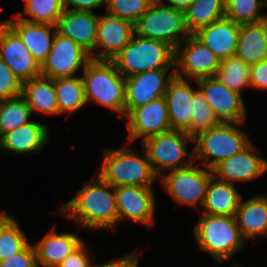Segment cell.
Here are the masks:
<instances>
[{"label":"cell","instance_id":"6da1fadb","mask_svg":"<svg viewBox=\"0 0 267 267\" xmlns=\"http://www.w3.org/2000/svg\"><path fill=\"white\" fill-rule=\"evenodd\" d=\"M62 206L61 214L86 229H113L119 223L115 188L99 175Z\"/></svg>","mask_w":267,"mask_h":267},{"label":"cell","instance_id":"7a4b0ae2","mask_svg":"<svg viewBox=\"0 0 267 267\" xmlns=\"http://www.w3.org/2000/svg\"><path fill=\"white\" fill-rule=\"evenodd\" d=\"M81 76L86 103L103 105L122 118L125 108V77L112 61L91 59Z\"/></svg>","mask_w":267,"mask_h":267},{"label":"cell","instance_id":"3957f363","mask_svg":"<svg viewBox=\"0 0 267 267\" xmlns=\"http://www.w3.org/2000/svg\"><path fill=\"white\" fill-rule=\"evenodd\" d=\"M193 232L200 251L208 253L218 264L244 247L245 239L236 217L202 214Z\"/></svg>","mask_w":267,"mask_h":267},{"label":"cell","instance_id":"277c9868","mask_svg":"<svg viewBox=\"0 0 267 267\" xmlns=\"http://www.w3.org/2000/svg\"><path fill=\"white\" fill-rule=\"evenodd\" d=\"M175 50L167 43L134 33L130 42L111 60L126 78L157 69L175 71Z\"/></svg>","mask_w":267,"mask_h":267},{"label":"cell","instance_id":"5b68a950","mask_svg":"<svg viewBox=\"0 0 267 267\" xmlns=\"http://www.w3.org/2000/svg\"><path fill=\"white\" fill-rule=\"evenodd\" d=\"M126 146L104 150V159L98 175L114 188L152 187V182L159 177L154 173L144 149L140 156Z\"/></svg>","mask_w":267,"mask_h":267},{"label":"cell","instance_id":"8992f818","mask_svg":"<svg viewBox=\"0 0 267 267\" xmlns=\"http://www.w3.org/2000/svg\"><path fill=\"white\" fill-rule=\"evenodd\" d=\"M238 124L221 123L216 128L195 137L194 162L201 158L199 164L213 170L220 162L247 147L251 143L250 139L247 133L237 126Z\"/></svg>","mask_w":267,"mask_h":267},{"label":"cell","instance_id":"52a82bcc","mask_svg":"<svg viewBox=\"0 0 267 267\" xmlns=\"http://www.w3.org/2000/svg\"><path fill=\"white\" fill-rule=\"evenodd\" d=\"M187 142L193 139L185 131L171 129L148 137L141 144L154 173L161 177L165 171L185 168L194 161V152H188ZM187 156L188 161H183Z\"/></svg>","mask_w":267,"mask_h":267},{"label":"cell","instance_id":"ba28073f","mask_svg":"<svg viewBox=\"0 0 267 267\" xmlns=\"http://www.w3.org/2000/svg\"><path fill=\"white\" fill-rule=\"evenodd\" d=\"M135 34L167 43L174 50L189 35L184 11L166 5H150L134 23Z\"/></svg>","mask_w":267,"mask_h":267},{"label":"cell","instance_id":"9c48e42d","mask_svg":"<svg viewBox=\"0 0 267 267\" xmlns=\"http://www.w3.org/2000/svg\"><path fill=\"white\" fill-rule=\"evenodd\" d=\"M194 161L187 167L174 169L164 173L161 179L163 188L179 204L188 206L203 205L206 188L213 171L208 168H200Z\"/></svg>","mask_w":267,"mask_h":267},{"label":"cell","instance_id":"30bf717a","mask_svg":"<svg viewBox=\"0 0 267 267\" xmlns=\"http://www.w3.org/2000/svg\"><path fill=\"white\" fill-rule=\"evenodd\" d=\"M220 62L221 60L210 48L190 34L175 49V76L182 79L188 78L191 81L215 77Z\"/></svg>","mask_w":267,"mask_h":267},{"label":"cell","instance_id":"8fae6325","mask_svg":"<svg viewBox=\"0 0 267 267\" xmlns=\"http://www.w3.org/2000/svg\"><path fill=\"white\" fill-rule=\"evenodd\" d=\"M90 60V54L80 45L56 32L51 50L41 65V76L51 79L72 77Z\"/></svg>","mask_w":267,"mask_h":267},{"label":"cell","instance_id":"7c38bea8","mask_svg":"<svg viewBox=\"0 0 267 267\" xmlns=\"http://www.w3.org/2000/svg\"><path fill=\"white\" fill-rule=\"evenodd\" d=\"M193 82L197 84L210 108L222 123L244 122L246 106L242 95L227 88L216 77H204Z\"/></svg>","mask_w":267,"mask_h":267},{"label":"cell","instance_id":"4fadbf2b","mask_svg":"<svg viewBox=\"0 0 267 267\" xmlns=\"http://www.w3.org/2000/svg\"><path fill=\"white\" fill-rule=\"evenodd\" d=\"M169 70L157 69L125 78L124 116L138 106L164 97L169 82L175 76V71L169 72ZM167 73L169 74L166 77Z\"/></svg>","mask_w":267,"mask_h":267},{"label":"cell","instance_id":"5bb4252c","mask_svg":"<svg viewBox=\"0 0 267 267\" xmlns=\"http://www.w3.org/2000/svg\"><path fill=\"white\" fill-rule=\"evenodd\" d=\"M127 144L139 139L141 142L153 135L171 130L168 108L164 97L138 106L127 115Z\"/></svg>","mask_w":267,"mask_h":267},{"label":"cell","instance_id":"9a60e30c","mask_svg":"<svg viewBox=\"0 0 267 267\" xmlns=\"http://www.w3.org/2000/svg\"><path fill=\"white\" fill-rule=\"evenodd\" d=\"M0 58L21 83L41 75L39 63L20 37L2 20H0Z\"/></svg>","mask_w":267,"mask_h":267},{"label":"cell","instance_id":"2e32d148","mask_svg":"<svg viewBox=\"0 0 267 267\" xmlns=\"http://www.w3.org/2000/svg\"><path fill=\"white\" fill-rule=\"evenodd\" d=\"M119 222L133 220L151 227L155 217V195L153 187H115Z\"/></svg>","mask_w":267,"mask_h":267},{"label":"cell","instance_id":"e0dca14e","mask_svg":"<svg viewBox=\"0 0 267 267\" xmlns=\"http://www.w3.org/2000/svg\"><path fill=\"white\" fill-rule=\"evenodd\" d=\"M134 23L109 15H98L94 60L111 61L131 40ZM103 50L96 52L95 49Z\"/></svg>","mask_w":267,"mask_h":267},{"label":"cell","instance_id":"ac0fdd59","mask_svg":"<svg viewBox=\"0 0 267 267\" xmlns=\"http://www.w3.org/2000/svg\"><path fill=\"white\" fill-rule=\"evenodd\" d=\"M252 142L229 158L220 162L212 171L222 181H249L262 176L267 171V160L257 155Z\"/></svg>","mask_w":267,"mask_h":267},{"label":"cell","instance_id":"d6986e66","mask_svg":"<svg viewBox=\"0 0 267 267\" xmlns=\"http://www.w3.org/2000/svg\"><path fill=\"white\" fill-rule=\"evenodd\" d=\"M98 15L95 12L65 10L56 25L57 32L72 39L94 59Z\"/></svg>","mask_w":267,"mask_h":267},{"label":"cell","instance_id":"ffe728a7","mask_svg":"<svg viewBox=\"0 0 267 267\" xmlns=\"http://www.w3.org/2000/svg\"><path fill=\"white\" fill-rule=\"evenodd\" d=\"M13 18L3 21L20 37L41 66L51 50L57 27L51 24L29 22L17 15Z\"/></svg>","mask_w":267,"mask_h":267},{"label":"cell","instance_id":"44dd1931","mask_svg":"<svg viewBox=\"0 0 267 267\" xmlns=\"http://www.w3.org/2000/svg\"><path fill=\"white\" fill-rule=\"evenodd\" d=\"M190 82L174 76L164 94L171 129L186 131L192 121V99L196 89Z\"/></svg>","mask_w":267,"mask_h":267},{"label":"cell","instance_id":"7402d4cb","mask_svg":"<svg viewBox=\"0 0 267 267\" xmlns=\"http://www.w3.org/2000/svg\"><path fill=\"white\" fill-rule=\"evenodd\" d=\"M240 25L227 17L197 30L193 35L220 59L235 55Z\"/></svg>","mask_w":267,"mask_h":267},{"label":"cell","instance_id":"603a6c76","mask_svg":"<svg viewBox=\"0 0 267 267\" xmlns=\"http://www.w3.org/2000/svg\"><path fill=\"white\" fill-rule=\"evenodd\" d=\"M84 241L74 233L57 234L51 229L41 240L35 243L38 267H57L67 256L76 250Z\"/></svg>","mask_w":267,"mask_h":267},{"label":"cell","instance_id":"cb8c5ba5","mask_svg":"<svg viewBox=\"0 0 267 267\" xmlns=\"http://www.w3.org/2000/svg\"><path fill=\"white\" fill-rule=\"evenodd\" d=\"M49 139L45 123L31 121L2 136V149L14 154L39 153Z\"/></svg>","mask_w":267,"mask_h":267},{"label":"cell","instance_id":"d4e9b609","mask_svg":"<svg viewBox=\"0 0 267 267\" xmlns=\"http://www.w3.org/2000/svg\"><path fill=\"white\" fill-rule=\"evenodd\" d=\"M241 197L234 184L219 180L213 175L206 188L203 214L235 217Z\"/></svg>","mask_w":267,"mask_h":267},{"label":"cell","instance_id":"484cf974","mask_svg":"<svg viewBox=\"0 0 267 267\" xmlns=\"http://www.w3.org/2000/svg\"><path fill=\"white\" fill-rule=\"evenodd\" d=\"M236 220L245 240L267 237V195H254L239 202Z\"/></svg>","mask_w":267,"mask_h":267},{"label":"cell","instance_id":"4316f807","mask_svg":"<svg viewBox=\"0 0 267 267\" xmlns=\"http://www.w3.org/2000/svg\"><path fill=\"white\" fill-rule=\"evenodd\" d=\"M235 55L249 66L267 59V19L240 25Z\"/></svg>","mask_w":267,"mask_h":267},{"label":"cell","instance_id":"83f0119b","mask_svg":"<svg viewBox=\"0 0 267 267\" xmlns=\"http://www.w3.org/2000/svg\"><path fill=\"white\" fill-rule=\"evenodd\" d=\"M33 112L59 115L54 79L38 76L22 83V93Z\"/></svg>","mask_w":267,"mask_h":267},{"label":"cell","instance_id":"f1b7e54d","mask_svg":"<svg viewBox=\"0 0 267 267\" xmlns=\"http://www.w3.org/2000/svg\"><path fill=\"white\" fill-rule=\"evenodd\" d=\"M184 17L188 31L194 34L200 28L225 17V0H194L184 10Z\"/></svg>","mask_w":267,"mask_h":267},{"label":"cell","instance_id":"f546056e","mask_svg":"<svg viewBox=\"0 0 267 267\" xmlns=\"http://www.w3.org/2000/svg\"><path fill=\"white\" fill-rule=\"evenodd\" d=\"M59 114L74 113L84 105L86 99L81 77H60L54 79Z\"/></svg>","mask_w":267,"mask_h":267},{"label":"cell","instance_id":"4dcf8cb0","mask_svg":"<svg viewBox=\"0 0 267 267\" xmlns=\"http://www.w3.org/2000/svg\"><path fill=\"white\" fill-rule=\"evenodd\" d=\"M215 77L227 88L242 95L250 86V66L237 55L221 60Z\"/></svg>","mask_w":267,"mask_h":267},{"label":"cell","instance_id":"1f68e13d","mask_svg":"<svg viewBox=\"0 0 267 267\" xmlns=\"http://www.w3.org/2000/svg\"><path fill=\"white\" fill-rule=\"evenodd\" d=\"M32 111L24 97L8 98L0 101V134H4L27 124L30 121Z\"/></svg>","mask_w":267,"mask_h":267},{"label":"cell","instance_id":"d6a6232c","mask_svg":"<svg viewBox=\"0 0 267 267\" xmlns=\"http://www.w3.org/2000/svg\"><path fill=\"white\" fill-rule=\"evenodd\" d=\"M263 7H267L264 0H225V17L239 25L258 23L267 19Z\"/></svg>","mask_w":267,"mask_h":267},{"label":"cell","instance_id":"836d02e7","mask_svg":"<svg viewBox=\"0 0 267 267\" xmlns=\"http://www.w3.org/2000/svg\"><path fill=\"white\" fill-rule=\"evenodd\" d=\"M193 114L190 127L185 131L186 134L194 139L200 133L209 131L219 126L222 122L210 108L205 97L196 90L192 99Z\"/></svg>","mask_w":267,"mask_h":267},{"label":"cell","instance_id":"e575fe53","mask_svg":"<svg viewBox=\"0 0 267 267\" xmlns=\"http://www.w3.org/2000/svg\"><path fill=\"white\" fill-rule=\"evenodd\" d=\"M63 11L62 0H25L23 14L30 18L21 16L20 12L17 16L29 22L56 26Z\"/></svg>","mask_w":267,"mask_h":267},{"label":"cell","instance_id":"d590c367","mask_svg":"<svg viewBox=\"0 0 267 267\" xmlns=\"http://www.w3.org/2000/svg\"><path fill=\"white\" fill-rule=\"evenodd\" d=\"M29 243L12 215L0 224V261L22 251Z\"/></svg>","mask_w":267,"mask_h":267},{"label":"cell","instance_id":"8d00e7d4","mask_svg":"<svg viewBox=\"0 0 267 267\" xmlns=\"http://www.w3.org/2000/svg\"><path fill=\"white\" fill-rule=\"evenodd\" d=\"M109 15L135 23L150 6L145 0H106Z\"/></svg>","mask_w":267,"mask_h":267},{"label":"cell","instance_id":"74e56055","mask_svg":"<svg viewBox=\"0 0 267 267\" xmlns=\"http://www.w3.org/2000/svg\"><path fill=\"white\" fill-rule=\"evenodd\" d=\"M22 83L0 58V101L21 95Z\"/></svg>","mask_w":267,"mask_h":267},{"label":"cell","instance_id":"f35d334b","mask_svg":"<svg viewBox=\"0 0 267 267\" xmlns=\"http://www.w3.org/2000/svg\"><path fill=\"white\" fill-rule=\"evenodd\" d=\"M0 267H38L31 242L20 252L0 261Z\"/></svg>","mask_w":267,"mask_h":267},{"label":"cell","instance_id":"ab89813d","mask_svg":"<svg viewBox=\"0 0 267 267\" xmlns=\"http://www.w3.org/2000/svg\"><path fill=\"white\" fill-rule=\"evenodd\" d=\"M83 242L76 250L67 256L57 267H92L91 258Z\"/></svg>","mask_w":267,"mask_h":267},{"label":"cell","instance_id":"60d3db41","mask_svg":"<svg viewBox=\"0 0 267 267\" xmlns=\"http://www.w3.org/2000/svg\"><path fill=\"white\" fill-rule=\"evenodd\" d=\"M250 86L267 90V59L250 66Z\"/></svg>","mask_w":267,"mask_h":267},{"label":"cell","instance_id":"b9f144b4","mask_svg":"<svg viewBox=\"0 0 267 267\" xmlns=\"http://www.w3.org/2000/svg\"><path fill=\"white\" fill-rule=\"evenodd\" d=\"M62 3L65 10L94 12L93 9L106 3V0H62Z\"/></svg>","mask_w":267,"mask_h":267},{"label":"cell","instance_id":"7bdbcfd3","mask_svg":"<svg viewBox=\"0 0 267 267\" xmlns=\"http://www.w3.org/2000/svg\"><path fill=\"white\" fill-rule=\"evenodd\" d=\"M139 262V254L131 253L127 255L125 258H117L116 260L111 259L106 261L103 264H96V266L92 267H138Z\"/></svg>","mask_w":267,"mask_h":267},{"label":"cell","instance_id":"ee69618b","mask_svg":"<svg viewBox=\"0 0 267 267\" xmlns=\"http://www.w3.org/2000/svg\"><path fill=\"white\" fill-rule=\"evenodd\" d=\"M165 1L161 0V4L184 11L192 4L194 0H165Z\"/></svg>","mask_w":267,"mask_h":267},{"label":"cell","instance_id":"f6af8a7d","mask_svg":"<svg viewBox=\"0 0 267 267\" xmlns=\"http://www.w3.org/2000/svg\"><path fill=\"white\" fill-rule=\"evenodd\" d=\"M149 5H159L161 0H145Z\"/></svg>","mask_w":267,"mask_h":267},{"label":"cell","instance_id":"bcb514c9","mask_svg":"<svg viewBox=\"0 0 267 267\" xmlns=\"http://www.w3.org/2000/svg\"><path fill=\"white\" fill-rule=\"evenodd\" d=\"M9 215L0 211V224L8 217Z\"/></svg>","mask_w":267,"mask_h":267},{"label":"cell","instance_id":"7dc6e473","mask_svg":"<svg viewBox=\"0 0 267 267\" xmlns=\"http://www.w3.org/2000/svg\"><path fill=\"white\" fill-rule=\"evenodd\" d=\"M0 149H2V136L0 134Z\"/></svg>","mask_w":267,"mask_h":267},{"label":"cell","instance_id":"c3c4849f","mask_svg":"<svg viewBox=\"0 0 267 267\" xmlns=\"http://www.w3.org/2000/svg\"><path fill=\"white\" fill-rule=\"evenodd\" d=\"M232 267H240V266L238 264L234 263V265Z\"/></svg>","mask_w":267,"mask_h":267}]
</instances>
